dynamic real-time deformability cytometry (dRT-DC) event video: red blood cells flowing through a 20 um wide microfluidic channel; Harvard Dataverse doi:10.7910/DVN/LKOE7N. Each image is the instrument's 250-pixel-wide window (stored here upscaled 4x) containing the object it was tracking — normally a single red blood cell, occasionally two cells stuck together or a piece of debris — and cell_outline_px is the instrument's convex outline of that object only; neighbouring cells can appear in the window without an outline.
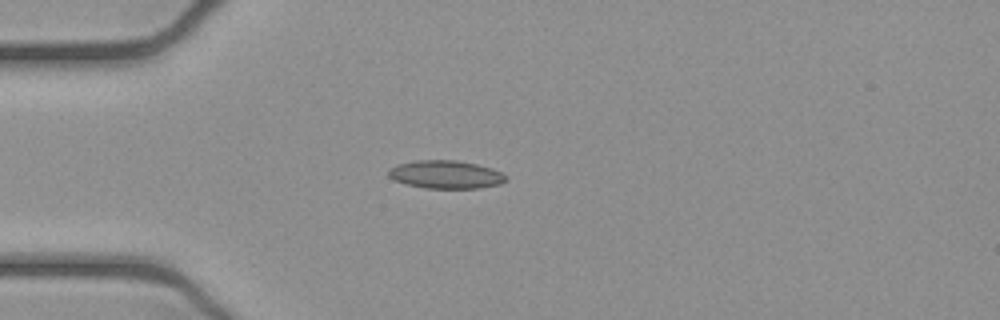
{"species": "common noctule bat (a hibernating species)", "species_latin": "Nyctalus noctula", "temperature_condition": "cold", "stored_images_in_passage": 39, "camera_frame_rate_fps": 3000, "um_per_image_px": 0.085, "animal": {"sex": "female", "body_mass_g": 21.9}, "frame": {"image": 1, "passage_image": 1, "time_ms": 0.0, "image_size_px": [1000, 320], "cell_outline_px": [[508, 180], [500, 184], [480, 188], [424, 188], [392, 180], [388, 176], [388, 168], [400, 164], [416, 160], [456, 160], [476, 164], [492, 168], [500, 172]], "centroid_in_image_um": [37.87, 14.83], "position_along_channel_um": 47.1, "area_um2": 19.19}}
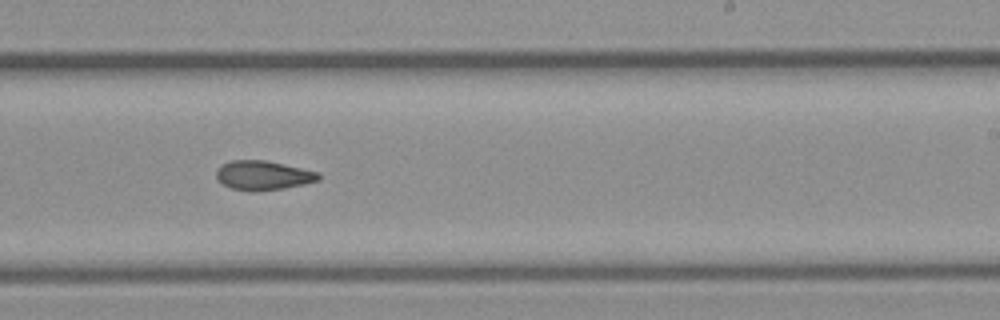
{"frame": {"image": 2, "passage_image": 19, "time_ms": 6.0, "image_size_px": [1000, 320], "cell_outline_px": [[320, 180], [304, 184], [284, 188], [252, 192], [248, 192], [232, 188], [224, 184], [216, 176], [216, 168], [220, 164], [232, 160], [264, 160], [320, 172]], "centroid_in_image_um": [22.36, 14.91], "position_along_channel_um": 266.6, "area_um2": 17.51}}
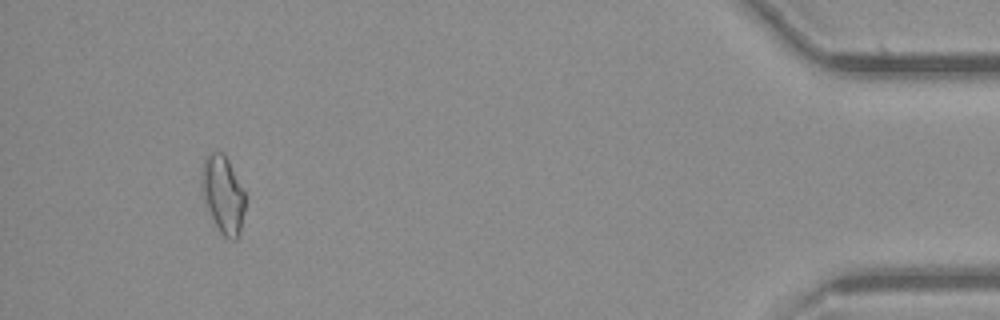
{"frame": {"image": 3, "passage_image": 36, "time_ms": 11.667, "image_size_px": [1000, 320], "cell_outline_px": [[244, 208], [240, 232], [236, 240], [232, 240], [224, 236], [220, 232], [204, 200], [200, 188], [200, 176], [204, 156], [208, 152], [224, 152], [244, 192]], "centroid_in_image_um": [18.91, 16.48], "position_along_channel_um": 416.3, "area_um2": 19.54}, "authors_computed_cell_mechanics": {"area_um2": 17.8024, "velocity_mm_per_s": 3.8954, "shape_relaxation_time_tau1_ms": 6.4537, "shape_relaxation_time_tau2_ms": 2.511, "deformation_change_tau1": 0.1433, "deformation_change_tau2": 0.0919}}